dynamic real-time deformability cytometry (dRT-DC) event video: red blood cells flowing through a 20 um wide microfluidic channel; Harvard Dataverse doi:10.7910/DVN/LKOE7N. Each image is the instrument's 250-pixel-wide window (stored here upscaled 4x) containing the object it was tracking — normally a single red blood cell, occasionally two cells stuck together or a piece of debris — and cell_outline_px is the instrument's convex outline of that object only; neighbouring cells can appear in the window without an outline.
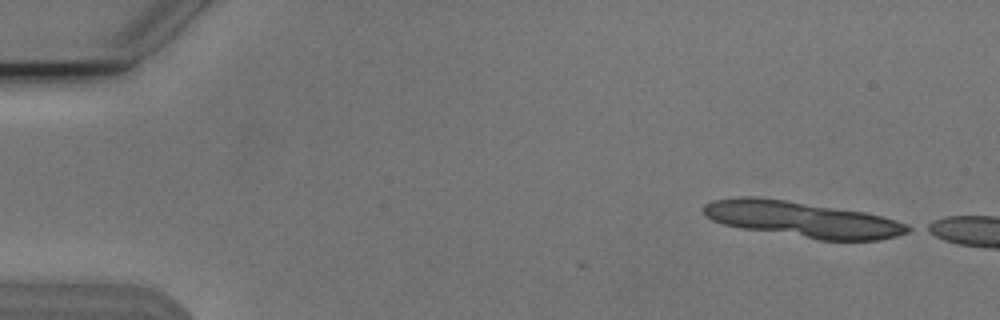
{"species": "Egyptian fruit bat (a non-hibernating species)", "species_latin": "Rousettus aegyptiacus", "temperature_condition": "cold", "stored_images_in_passage": 2, "camera_frame_rate_fps": 3000, "um_per_image_px": 0.085, "animal": {"sex": "male"}, "frame": {"image": 1, "passage_image": 1, "time_ms": 0.0, "image_size_px": [1000, 320], "cell_outline_px": [[904, 228], [900, 232], [888, 236], [864, 240], [836, 240], [736, 224], [724, 220], [824, 212], [852, 212], [872, 216], [896, 224]], "centroid_in_image_um": [70.24, 19.15], "position_along_channel_um": 14.8, "area_um2": 22.54}}